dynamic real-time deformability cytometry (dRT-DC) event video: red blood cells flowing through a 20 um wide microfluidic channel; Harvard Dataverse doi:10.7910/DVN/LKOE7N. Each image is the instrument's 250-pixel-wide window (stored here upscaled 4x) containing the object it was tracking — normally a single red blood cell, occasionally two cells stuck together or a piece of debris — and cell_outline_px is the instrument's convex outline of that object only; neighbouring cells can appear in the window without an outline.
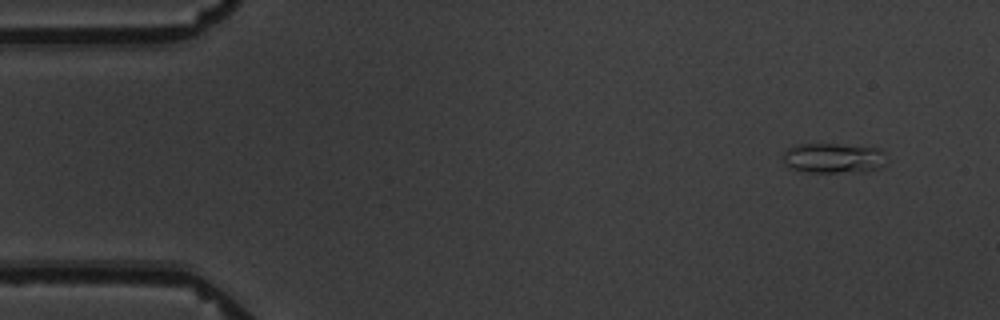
{"species": "common noctule bat (a hibernating species)", "species_latin": "Nyctalus noctula", "temperature_condition": "warm", "stored_images_in_passage": 5, "camera_frame_rate_fps": 3000, "um_per_image_px": 0.085, "animal": {"sex": "male", "body_mass_g": 19.5, "forearm_length_mm": 54.6}, "frame": {"image": 1, "passage_image": 1, "time_ms": 0.0, "image_size_px": [1000, 320], "cell_outline_px": [[884, 152], [880, 168], [864, 172], [804, 172], [792, 168], [784, 164], [784, 152], [792, 144], [836, 144], [880, 148]], "centroid_in_image_um": [70.79, 13.44], "position_along_channel_um": 14.2, "area_um2": 18.09}}